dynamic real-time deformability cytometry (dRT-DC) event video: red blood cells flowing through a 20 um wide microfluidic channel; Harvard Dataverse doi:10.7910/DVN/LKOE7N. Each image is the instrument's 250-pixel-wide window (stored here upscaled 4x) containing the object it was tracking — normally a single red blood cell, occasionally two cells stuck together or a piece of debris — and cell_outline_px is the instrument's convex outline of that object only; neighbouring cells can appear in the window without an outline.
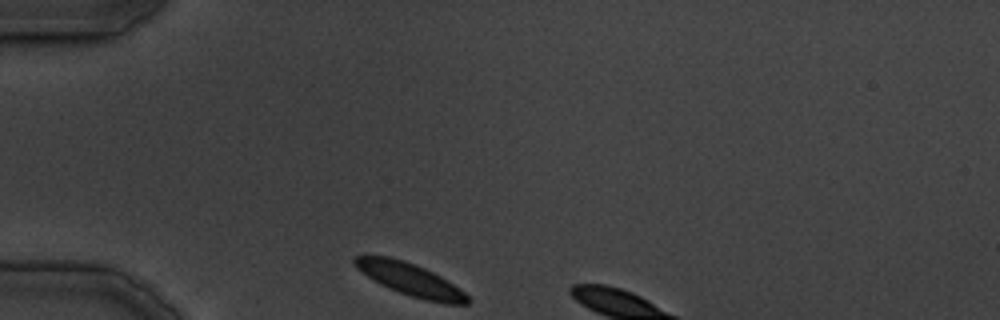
{"species": "common noctule bat (a hibernating species)", "species_latin": "Nyctalus noctula", "temperature_condition": "cold", "stored_images_in_passage": 3, "camera_frame_rate_fps": 3000, "um_per_image_px": 0.085, "animal": {"sex": "male", "body_mass_g": 19.5, "forearm_length_mm": 54.6}, "frame": {"image": 1, "passage_image": 1, "time_ms": 0.0, "image_size_px": [1000, 320], "cell_outline_px": [[468, 304], [444, 304], [424, 300], [388, 288], [372, 280], [356, 268], [352, 260], [356, 256], [392, 256], [404, 260], [424, 268], [440, 276], [460, 288], [468, 296]], "centroid_in_image_um": [34.86, 23.75], "position_along_channel_um": 50.1, "area_um2": 21.33}}